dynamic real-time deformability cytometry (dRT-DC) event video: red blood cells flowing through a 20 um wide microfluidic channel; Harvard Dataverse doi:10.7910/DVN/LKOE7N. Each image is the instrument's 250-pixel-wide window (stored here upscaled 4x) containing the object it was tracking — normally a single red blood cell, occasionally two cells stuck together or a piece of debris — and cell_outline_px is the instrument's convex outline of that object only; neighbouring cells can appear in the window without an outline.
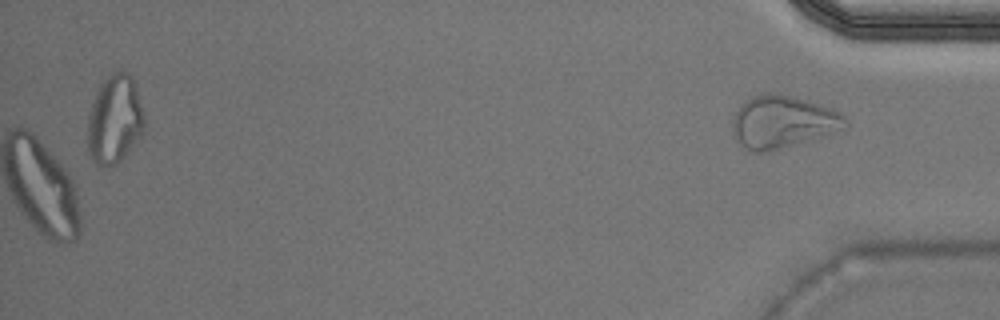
{"species": "Egyptian fruit bat (a non-hibernating species)", "species_latin": "Rousettus aegyptiacus", "temperature_condition": "warm", "stored_images_in_passage": 40, "camera_frame_rate_fps": 3000, "um_per_image_px": 0.085, "animal": {"sex": "male"}, "frame": {"image": 1, "passage_image": 40, "time_ms": 13.0, "image_size_px": [1000, 320], "cell_outline_px": [[848, 124], [844, 128], [824, 136], [780, 148], [764, 152], [752, 152], [744, 148], [736, 140], [732, 128], [732, 124], [736, 112], [740, 104], [744, 100], [752, 96], [792, 96], [832, 108], [840, 112], [848, 120]], "centroid_in_image_um": [66.53, 10.39], "position_along_channel_um": 368.7, "area_um2": 33.81}}